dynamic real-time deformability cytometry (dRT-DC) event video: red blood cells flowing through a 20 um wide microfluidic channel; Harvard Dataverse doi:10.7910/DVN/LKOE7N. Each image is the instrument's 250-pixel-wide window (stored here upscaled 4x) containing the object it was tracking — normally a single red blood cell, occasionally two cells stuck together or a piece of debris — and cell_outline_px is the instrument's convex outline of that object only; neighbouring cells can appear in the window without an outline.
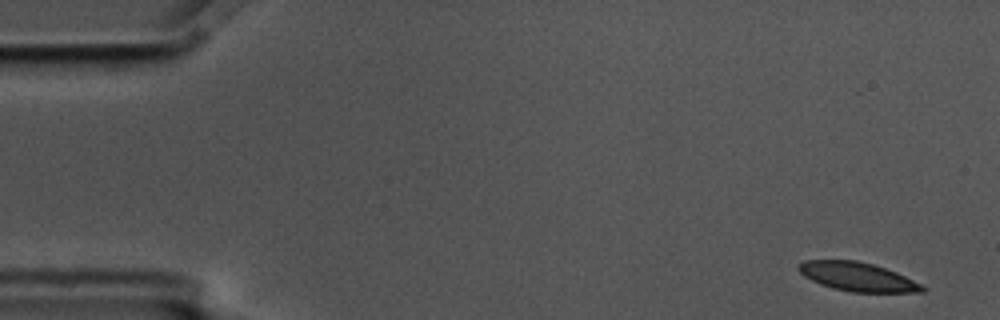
{"species": "common noctule bat (a hibernating species)", "species_latin": "Nyctalus noctula", "temperature_condition": "cold", "stored_images_in_passage": 6, "camera_frame_rate_fps": 3000, "um_per_image_px": 0.085, "animal": {"sex": "male", "body_mass_g": 17.5, "forearm_length_mm": 52.3}, "frame": {"image": 1, "passage_image": 1, "time_ms": 0.0, "image_size_px": [1000, 320], "cell_outline_px": [[924, 292], [852, 292], [832, 288], [820, 284], [804, 276], [796, 268], [804, 260], [856, 260], [872, 264], [896, 272], [920, 284], [924, 288]], "centroid_in_image_um": [72.84, 23.52], "position_along_channel_um": 12.2, "area_um2": 20.52}}
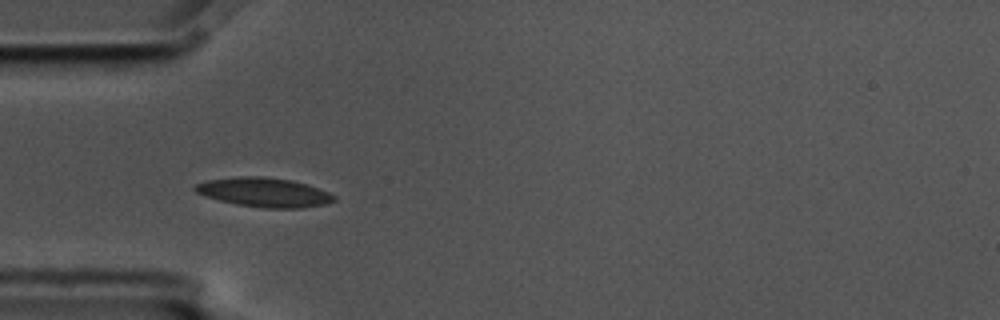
{"frame": {"image": 2, "passage_image": 5, "time_ms": 1.333, "image_size_px": [1000, 320], "cell_outline_px": [[336, 200], [324, 204], [300, 208], [264, 208], [236, 204], [204, 196], [196, 192], [192, 188], [196, 184], [208, 180], [236, 176], [260, 176], [292, 180], [308, 184], [328, 192], [336, 196]], "centroid_in_image_um": [22.44, 16.34], "position_along_channel_um": 62.6, "area_um2": 23.7}}